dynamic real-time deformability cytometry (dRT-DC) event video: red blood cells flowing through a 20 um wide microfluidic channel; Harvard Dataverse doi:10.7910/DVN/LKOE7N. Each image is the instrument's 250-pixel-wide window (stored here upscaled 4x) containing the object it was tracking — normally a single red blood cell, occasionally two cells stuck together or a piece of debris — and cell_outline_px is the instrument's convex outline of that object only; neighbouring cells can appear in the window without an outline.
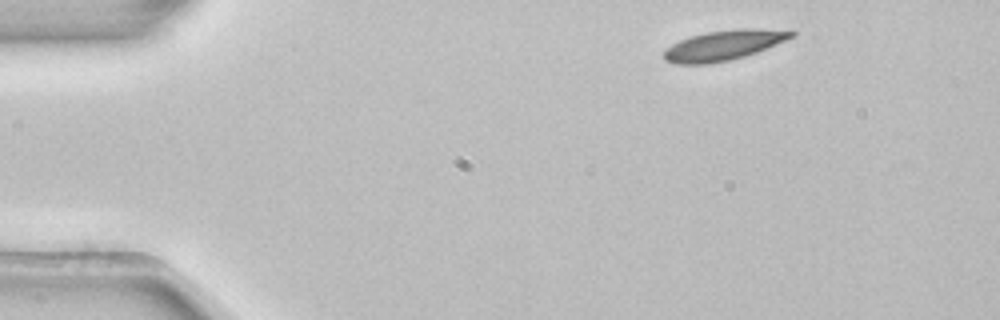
{"species": "common noctule bat (a hibernating species)", "species_latin": "Nyctalus noctula", "temperature_condition": "room temperature", "stored_images_in_passage": 3, "camera_frame_rate_fps": 3000, "um_per_image_px": 0.085, "animal": {"sex": "female", "body_mass_g": 22.7, "forearm_length_mm": 54.2}, "frame": {"image": 1, "passage_image": 1, "time_ms": 0.0, "image_size_px": [1000, 320], "cell_outline_px": [[796, 36], [756, 52], [744, 56], [728, 60], [708, 64], [676, 64], [664, 60], [664, 48], [680, 40], [704, 32], [736, 28], [756, 28], [796, 32]], "centroid_in_image_um": [61.48, 3.84], "position_along_channel_um": 23.5, "area_um2": 22.25}}
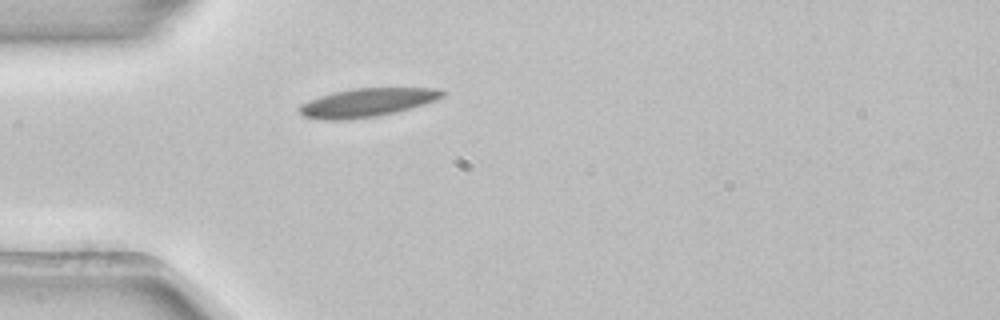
{"frame": {"image": 2, "passage_image": 3, "time_ms": 0.667, "image_size_px": [1000, 320], "cell_outline_px": [[448, 92], [444, 96], [396, 112], [380, 116], [348, 120], [320, 120], [304, 116], [296, 108], [300, 104], [308, 100], [332, 92], [356, 88], [440, 88]], "centroid_in_image_um": [31.14, 8.72], "position_along_channel_um": 53.9, "area_um2": 23.81}}